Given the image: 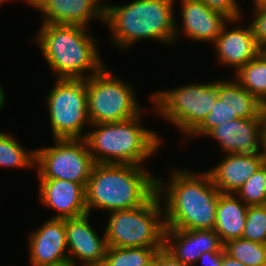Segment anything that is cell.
<instances>
[{"instance_id":"5b68a950","label":"cell","mask_w":266,"mask_h":266,"mask_svg":"<svg viewBox=\"0 0 266 266\" xmlns=\"http://www.w3.org/2000/svg\"><path fill=\"white\" fill-rule=\"evenodd\" d=\"M141 114L115 123L90 125L96 130L86 132L84 139L95 163L144 166L147 158L158 152L162 138L143 127Z\"/></svg>"},{"instance_id":"7402d4cb","label":"cell","mask_w":266,"mask_h":266,"mask_svg":"<svg viewBox=\"0 0 266 266\" xmlns=\"http://www.w3.org/2000/svg\"><path fill=\"white\" fill-rule=\"evenodd\" d=\"M235 75V80L266 107V61L258 55Z\"/></svg>"},{"instance_id":"74e56055","label":"cell","mask_w":266,"mask_h":266,"mask_svg":"<svg viewBox=\"0 0 266 266\" xmlns=\"http://www.w3.org/2000/svg\"><path fill=\"white\" fill-rule=\"evenodd\" d=\"M69 263H61V264H45V265H35L31 264V266H69Z\"/></svg>"},{"instance_id":"9a60e30c","label":"cell","mask_w":266,"mask_h":266,"mask_svg":"<svg viewBox=\"0 0 266 266\" xmlns=\"http://www.w3.org/2000/svg\"><path fill=\"white\" fill-rule=\"evenodd\" d=\"M182 30L184 36L194 41L215 42L224 25L235 24L242 18L230 20L227 16L211 10L201 0H181ZM230 22V23H229Z\"/></svg>"},{"instance_id":"3957f363","label":"cell","mask_w":266,"mask_h":266,"mask_svg":"<svg viewBox=\"0 0 266 266\" xmlns=\"http://www.w3.org/2000/svg\"><path fill=\"white\" fill-rule=\"evenodd\" d=\"M175 0H133L126 5L108 6L105 25L110 28L111 42L126 51L140 40L153 39L175 44L179 30L175 20Z\"/></svg>"},{"instance_id":"30bf717a","label":"cell","mask_w":266,"mask_h":266,"mask_svg":"<svg viewBox=\"0 0 266 266\" xmlns=\"http://www.w3.org/2000/svg\"><path fill=\"white\" fill-rule=\"evenodd\" d=\"M50 147L35 149L39 179H61L86 187L95 164L85 139H53Z\"/></svg>"},{"instance_id":"4316f807","label":"cell","mask_w":266,"mask_h":266,"mask_svg":"<svg viewBox=\"0 0 266 266\" xmlns=\"http://www.w3.org/2000/svg\"><path fill=\"white\" fill-rule=\"evenodd\" d=\"M242 238L266 244V205L248 206Z\"/></svg>"},{"instance_id":"ac0fdd59","label":"cell","mask_w":266,"mask_h":266,"mask_svg":"<svg viewBox=\"0 0 266 266\" xmlns=\"http://www.w3.org/2000/svg\"><path fill=\"white\" fill-rule=\"evenodd\" d=\"M242 26L237 25L229 30L226 23L213 43L218 62L232 66L236 72L259 55V45L250 25L246 28Z\"/></svg>"},{"instance_id":"e575fe53","label":"cell","mask_w":266,"mask_h":266,"mask_svg":"<svg viewBox=\"0 0 266 266\" xmlns=\"http://www.w3.org/2000/svg\"><path fill=\"white\" fill-rule=\"evenodd\" d=\"M3 85H1L0 83V111L1 109H3V106L5 104V92H4V89L2 88Z\"/></svg>"},{"instance_id":"d6a6232c","label":"cell","mask_w":266,"mask_h":266,"mask_svg":"<svg viewBox=\"0 0 266 266\" xmlns=\"http://www.w3.org/2000/svg\"><path fill=\"white\" fill-rule=\"evenodd\" d=\"M262 154L266 159V109L263 111L262 121Z\"/></svg>"},{"instance_id":"52a82bcc","label":"cell","mask_w":266,"mask_h":266,"mask_svg":"<svg viewBox=\"0 0 266 266\" xmlns=\"http://www.w3.org/2000/svg\"><path fill=\"white\" fill-rule=\"evenodd\" d=\"M151 95L158 115L189 137L211 112L217 98V86L216 81L187 83L172 90H158Z\"/></svg>"},{"instance_id":"9c48e42d","label":"cell","mask_w":266,"mask_h":266,"mask_svg":"<svg viewBox=\"0 0 266 266\" xmlns=\"http://www.w3.org/2000/svg\"><path fill=\"white\" fill-rule=\"evenodd\" d=\"M53 86L46 99L53 138L84 139L83 130L91 125L86 79L56 78Z\"/></svg>"},{"instance_id":"8d00e7d4","label":"cell","mask_w":266,"mask_h":266,"mask_svg":"<svg viewBox=\"0 0 266 266\" xmlns=\"http://www.w3.org/2000/svg\"><path fill=\"white\" fill-rule=\"evenodd\" d=\"M144 266H157V252H156L154 258L148 264H146Z\"/></svg>"},{"instance_id":"4dcf8cb0","label":"cell","mask_w":266,"mask_h":266,"mask_svg":"<svg viewBox=\"0 0 266 266\" xmlns=\"http://www.w3.org/2000/svg\"><path fill=\"white\" fill-rule=\"evenodd\" d=\"M225 253L224 247L218 252H205L199 257L198 262L201 261L200 264L203 266H222Z\"/></svg>"},{"instance_id":"d590c367","label":"cell","mask_w":266,"mask_h":266,"mask_svg":"<svg viewBox=\"0 0 266 266\" xmlns=\"http://www.w3.org/2000/svg\"><path fill=\"white\" fill-rule=\"evenodd\" d=\"M259 55L266 61V43L259 46Z\"/></svg>"},{"instance_id":"5bb4252c","label":"cell","mask_w":266,"mask_h":266,"mask_svg":"<svg viewBox=\"0 0 266 266\" xmlns=\"http://www.w3.org/2000/svg\"><path fill=\"white\" fill-rule=\"evenodd\" d=\"M224 247L215 230L165 229L163 248L187 266L198 263L205 252H218ZM197 262V263H196Z\"/></svg>"},{"instance_id":"ab89813d","label":"cell","mask_w":266,"mask_h":266,"mask_svg":"<svg viewBox=\"0 0 266 266\" xmlns=\"http://www.w3.org/2000/svg\"><path fill=\"white\" fill-rule=\"evenodd\" d=\"M97 3H99L104 9H106L108 6H109V4L107 5V4H103V2H101V0H95Z\"/></svg>"},{"instance_id":"f35d334b","label":"cell","mask_w":266,"mask_h":266,"mask_svg":"<svg viewBox=\"0 0 266 266\" xmlns=\"http://www.w3.org/2000/svg\"><path fill=\"white\" fill-rule=\"evenodd\" d=\"M254 4H265L266 5V0H253Z\"/></svg>"},{"instance_id":"4fadbf2b","label":"cell","mask_w":266,"mask_h":266,"mask_svg":"<svg viewBox=\"0 0 266 266\" xmlns=\"http://www.w3.org/2000/svg\"><path fill=\"white\" fill-rule=\"evenodd\" d=\"M39 201L55 210L51 219H70L88 214L85 186L61 179H39Z\"/></svg>"},{"instance_id":"603a6c76","label":"cell","mask_w":266,"mask_h":266,"mask_svg":"<svg viewBox=\"0 0 266 266\" xmlns=\"http://www.w3.org/2000/svg\"><path fill=\"white\" fill-rule=\"evenodd\" d=\"M163 247H127L108 246L102 266H144Z\"/></svg>"},{"instance_id":"ffe728a7","label":"cell","mask_w":266,"mask_h":266,"mask_svg":"<svg viewBox=\"0 0 266 266\" xmlns=\"http://www.w3.org/2000/svg\"><path fill=\"white\" fill-rule=\"evenodd\" d=\"M247 209L248 205L236 194L221 193L219 195L214 230L223 244L242 237Z\"/></svg>"},{"instance_id":"7c38bea8","label":"cell","mask_w":266,"mask_h":266,"mask_svg":"<svg viewBox=\"0 0 266 266\" xmlns=\"http://www.w3.org/2000/svg\"><path fill=\"white\" fill-rule=\"evenodd\" d=\"M90 214L65 219L66 242L69 264L80 260L84 265H103L107 242L105 233L100 238L89 223Z\"/></svg>"},{"instance_id":"f1b7e54d","label":"cell","mask_w":266,"mask_h":266,"mask_svg":"<svg viewBox=\"0 0 266 266\" xmlns=\"http://www.w3.org/2000/svg\"><path fill=\"white\" fill-rule=\"evenodd\" d=\"M253 14L252 22L249 23L253 35L257 41V44L260 46L263 43H266V5L265 4H253Z\"/></svg>"},{"instance_id":"ba28073f","label":"cell","mask_w":266,"mask_h":266,"mask_svg":"<svg viewBox=\"0 0 266 266\" xmlns=\"http://www.w3.org/2000/svg\"><path fill=\"white\" fill-rule=\"evenodd\" d=\"M108 70L104 66L98 73L86 78L88 118L91 124L128 120L142 111L132 83L128 84L120 77H115Z\"/></svg>"},{"instance_id":"d4e9b609","label":"cell","mask_w":266,"mask_h":266,"mask_svg":"<svg viewBox=\"0 0 266 266\" xmlns=\"http://www.w3.org/2000/svg\"><path fill=\"white\" fill-rule=\"evenodd\" d=\"M224 250L245 266H266V244L241 237L224 243Z\"/></svg>"},{"instance_id":"484cf974","label":"cell","mask_w":266,"mask_h":266,"mask_svg":"<svg viewBox=\"0 0 266 266\" xmlns=\"http://www.w3.org/2000/svg\"><path fill=\"white\" fill-rule=\"evenodd\" d=\"M248 206L266 205V162L236 192Z\"/></svg>"},{"instance_id":"1f68e13d","label":"cell","mask_w":266,"mask_h":266,"mask_svg":"<svg viewBox=\"0 0 266 266\" xmlns=\"http://www.w3.org/2000/svg\"><path fill=\"white\" fill-rule=\"evenodd\" d=\"M157 266H187L175 259L164 248L157 251Z\"/></svg>"},{"instance_id":"f546056e","label":"cell","mask_w":266,"mask_h":266,"mask_svg":"<svg viewBox=\"0 0 266 266\" xmlns=\"http://www.w3.org/2000/svg\"><path fill=\"white\" fill-rule=\"evenodd\" d=\"M211 10L224 14L230 20L242 18L240 6L237 0H201Z\"/></svg>"},{"instance_id":"44dd1931","label":"cell","mask_w":266,"mask_h":266,"mask_svg":"<svg viewBox=\"0 0 266 266\" xmlns=\"http://www.w3.org/2000/svg\"><path fill=\"white\" fill-rule=\"evenodd\" d=\"M216 86L217 97L228 106L230 117L233 120L256 118L266 109L235 78L233 80H216Z\"/></svg>"},{"instance_id":"6da1fadb","label":"cell","mask_w":266,"mask_h":266,"mask_svg":"<svg viewBox=\"0 0 266 266\" xmlns=\"http://www.w3.org/2000/svg\"><path fill=\"white\" fill-rule=\"evenodd\" d=\"M171 172L167 184L157 178V194L164 201L165 229L214 230L221 193L209 173L182 168Z\"/></svg>"},{"instance_id":"60d3db41","label":"cell","mask_w":266,"mask_h":266,"mask_svg":"<svg viewBox=\"0 0 266 266\" xmlns=\"http://www.w3.org/2000/svg\"><path fill=\"white\" fill-rule=\"evenodd\" d=\"M27 2V4L31 5V0H24ZM3 2H7V0H0V5L3 4Z\"/></svg>"},{"instance_id":"836d02e7","label":"cell","mask_w":266,"mask_h":266,"mask_svg":"<svg viewBox=\"0 0 266 266\" xmlns=\"http://www.w3.org/2000/svg\"><path fill=\"white\" fill-rule=\"evenodd\" d=\"M222 266H245V265L237 261L236 259H233L232 257H230L225 253L222 259Z\"/></svg>"},{"instance_id":"d6986e66","label":"cell","mask_w":266,"mask_h":266,"mask_svg":"<svg viewBox=\"0 0 266 266\" xmlns=\"http://www.w3.org/2000/svg\"><path fill=\"white\" fill-rule=\"evenodd\" d=\"M226 155L220 163L207 170L213 184L223 194H236L245 181L266 162L265 156Z\"/></svg>"},{"instance_id":"8992f818","label":"cell","mask_w":266,"mask_h":266,"mask_svg":"<svg viewBox=\"0 0 266 266\" xmlns=\"http://www.w3.org/2000/svg\"><path fill=\"white\" fill-rule=\"evenodd\" d=\"M161 203L156 192L140 207L110 212L104 231L107 246L163 247L165 222Z\"/></svg>"},{"instance_id":"e0dca14e","label":"cell","mask_w":266,"mask_h":266,"mask_svg":"<svg viewBox=\"0 0 266 266\" xmlns=\"http://www.w3.org/2000/svg\"><path fill=\"white\" fill-rule=\"evenodd\" d=\"M29 238L30 264L69 263L65 219L47 220Z\"/></svg>"},{"instance_id":"7a4b0ae2","label":"cell","mask_w":266,"mask_h":266,"mask_svg":"<svg viewBox=\"0 0 266 266\" xmlns=\"http://www.w3.org/2000/svg\"><path fill=\"white\" fill-rule=\"evenodd\" d=\"M157 192V176L145 166L95 163L85 187L88 214L144 205Z\"/></svg>"},{"instance_id":"83f0119b","label":"cell","mask_w":266,"mask_h":266,"mask_svg":"<svg viewBox=\"0 0 266 266\" xmlns=\"http://www.w3.org/2000/svg\"><path fill=\"white\" fill-rule=\"evenodd\" d=\"M232 120L233 119H231L230 117V110L228 106L217 97L214 105L212 106L211 112L205 117L203 122L189 136H205L215 126Z\"/></svg>"},{"instance_id":"277c9868","label":"cell","mask_w":266,"mask_h":266,"mask_svg":"<svg viewBox=\"0 0 266 266\" xmlns=\"http://www.w3.org/2000/svg\"><path fill=\"white\" fill-rule=\"evenodd\" d=\"M86 28L42 23L35 42L56 78L86 79L105 66L99 56L97 40Z\"/></svg>"},{"instance_id":"b9f144b4","label":"cell","mask_w":266,"mask_h":266,"mask_svg":"<svg viewBox=\"0 0 266 266\" xmlns=\"http://www.w3.org/2000/svg\"><path fill=\"white\" fill-rule=\"evenodd\" d=\"M69 266H78L77 264L76 265H69ZM82 266H102V265H82Z\"/></svg>"},{"instance_id":"2e32d148","label":"cell","mask_w":266,"mask_h":266,"mask_svg":"<svg viewBox=\"0 0 266 266\" xmlns=\"http://www.w3.org/2000/svg\"><path fill=\"white\" fill-rule=\"evenodd\" d=\"M31 6L42 13V23L87 27L94 18L105 22V9L95 0H31Z\"/></svg>"},{"instance_id":"8fae6325","label":"cell","mask_w":266,"mask_h":266,"mask_svg":"<svg viewBox=\"0 0 266 266\" xmlns=\"http://www.w3.org/2000/svg\"><path fill=\"white\" fill-rule=\"evenodd\" d=\"M262 121L263 112L256 118L234 119L215 126L206 136L217 140L226 154L264 156L261 150Z\"/></svg>"},{"instance_id":"cb8c5ba5","label":"cell","mask_w":266,"mask_h":266,"mask_svg":"<svg viewBox=\"0 0 266 266\" xmlns=\"http://www.w3.org/2000/svg\"><path fill=\"white\" fill-rule=\"evenodd\" d=\"M25 150L12 135L0 131V167L35 168V149Z\"/></svg>"}]
</instances>
